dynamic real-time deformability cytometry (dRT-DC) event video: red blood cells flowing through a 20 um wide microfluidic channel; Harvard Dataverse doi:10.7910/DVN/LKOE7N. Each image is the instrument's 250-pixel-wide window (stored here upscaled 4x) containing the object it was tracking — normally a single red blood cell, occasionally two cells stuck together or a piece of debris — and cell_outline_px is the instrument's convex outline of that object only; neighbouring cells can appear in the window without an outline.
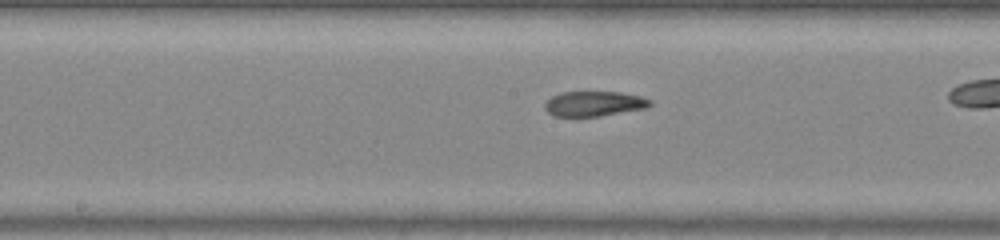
{"species": "common noctule bat (a hibernating species)", "species_latin": "Nyctalus noctula", "temperature_condition": "warm", "stored_images_in_passage": 18, "camera_frame_rate_fps": 3000, "um_per_image_px": 0.085, "animal": {"sex": "male", "body_mass_g": 20.0, "forearm_length_mm": 53.3}, "frame": {"image": 1, "passage_image": 6, "time_ms": 1.667, "image_size_px": [1000, 240], "cell_outline_px": [[652, 104], [644, 108], [600, 116], [556, 116], [548, 112], [544, 108], [544, 104], [552, 96], [560, 92], [620, 92], [640, 96], [652, 100]], "centroid_in_image_um": [50.49, 8.81], "position_along_channel_um": 197.7, "area_um2": 15.2}}